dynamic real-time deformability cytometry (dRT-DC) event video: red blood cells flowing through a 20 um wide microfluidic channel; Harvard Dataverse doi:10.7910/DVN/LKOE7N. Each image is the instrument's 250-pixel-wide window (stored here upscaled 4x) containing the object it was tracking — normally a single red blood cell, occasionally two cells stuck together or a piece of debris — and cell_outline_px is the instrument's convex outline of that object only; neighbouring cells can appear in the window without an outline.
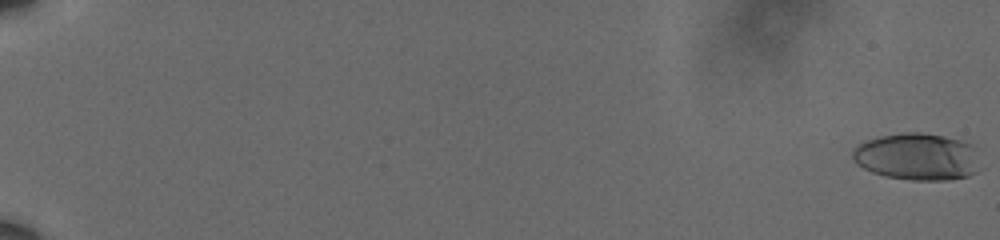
{"species": "human", "species_latin": "Homo sapiens", "temperature_condition": "cold", "stored_images_in_passage": 62, "camera_frame_rate_fps": 3000, "um_per_image_px": 0.085, "donor": {"sex": "male"}, "frame": {"image": 1, "passage_image": 1, "time_ms": 0.0, "image_size_px": [1000, 240], "cell_outline_px": [[976, 172], [968, 176], [948, 180], [912, 180], [884, 176], [872, 172], [856, 164], [852, 160], [852, 148], [856, 144], [880, 136], [904, 132], [920, 132], [944, 136], [960, 140], [972, 144]], "centroid_in_image_um": [77.86, 13.31], "position_along_channel_um": 7.1, "area_um2": 34.74}}
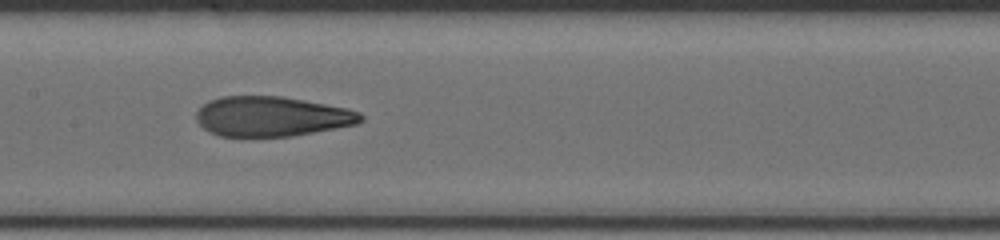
{"frame": {"image": 2, "passage_image": 35, "time_ms": 11.333, "image_size_px": [1000, 240], "cell_outline_px": [[364, 120], [356, 124], [336, 128], [292, 136], [220, 136], [208, 132], [196, 120], [196, 112], [208, 100], [224, 96], [280, 96], [304, 100], [348, 108], [360, 112], [364, 116]], "centroid_in_image_um": [23.1, 9.89], "position_along_channel_um": 184.3, "area_um2": 38.26}}
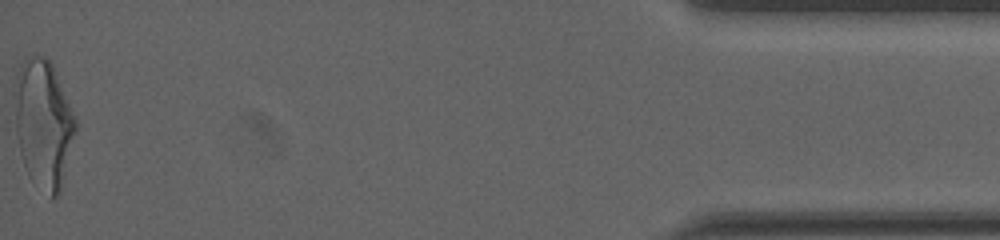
{"frame": {"image": 3, "passage_image": 62, "time_ms": 20.333, "image_size_px": [1000, 240], "cell_outline_px": [[76, 128], [60, 192], [52, 200], [28, 176], [20, 152], [16, 132], [12, 92], [12, 88], [20, 64], [24, 60], [36, 52], [52, 60], [76, 120]], "centroid_in_image_um": [3.65, 10.43], "position_along_channel_um": 431.5, "area_um2": 46.12}, "authors_computed_cell_mechanics": {"area_um2": 38.8994, "velocity_mm_per_s": 3.6142, "shape_relaxation_time_tau1_ms": 6.8091, "shape_relaxation_time_tau2_ms": 1.3719, "deformation_change_tau1": 0.2321, "deformation_change_tau2": 0.0949}}